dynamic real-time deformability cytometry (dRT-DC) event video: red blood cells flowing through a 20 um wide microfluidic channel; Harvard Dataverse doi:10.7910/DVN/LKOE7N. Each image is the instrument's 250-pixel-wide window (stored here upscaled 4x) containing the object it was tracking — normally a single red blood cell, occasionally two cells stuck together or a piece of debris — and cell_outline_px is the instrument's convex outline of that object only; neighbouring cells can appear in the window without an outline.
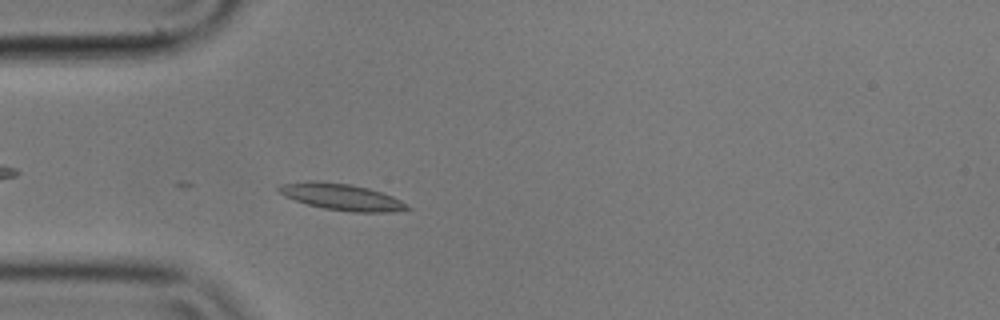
{"species": "common noctule bat (a hibernating species)", "species_latin": "Nyctalus noctula", "temperature_condition": "cold", "stored_images_in_passage": 7, "camera_frame_rate_fps": 3000, "um_per_image_px": 0.085, "animal": {"sex": "male", "body_mass_g": 17.9}, "frame": {"image": 1, "passage_image": 2, "time_ms": 0.333, "image_size_px": [1000, 320], "cell_outline_px": [[412, 208], [392, 212], [352, 212], [324, 208], [308, 204], [284, 196], [276, 188], [280, 184], [308, 180], [316, 180], [352, 184], [368, 188], [392, 196], [408, 204]], "centroid_in_image_um": [29.02, 16.72], "position_along_channel_um": 56.0, "area_um2": 19.88}}